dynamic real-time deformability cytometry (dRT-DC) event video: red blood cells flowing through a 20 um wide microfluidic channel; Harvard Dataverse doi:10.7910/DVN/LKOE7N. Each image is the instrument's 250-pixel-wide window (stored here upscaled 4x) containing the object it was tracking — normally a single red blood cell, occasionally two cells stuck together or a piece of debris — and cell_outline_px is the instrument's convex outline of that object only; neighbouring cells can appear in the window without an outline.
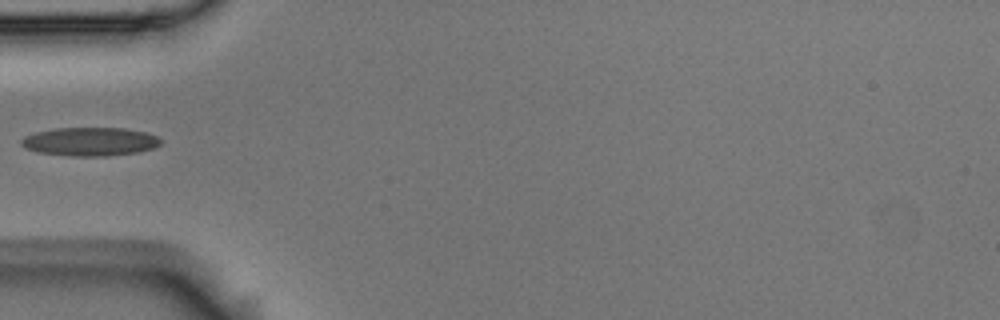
{"species": "Egyptian fruit bat (a non-hibernating species)", "species_latin": "Rousettus aegyptiacus", "temperature_condition": "room temperature", "stored_images_in_passage": 2, "camera_frame_rate_fps": 3000, "um_per_image_px": 0.085, "animal": {"sex": "male"}, "frame": {"image": 1, "passage_image": 2, "time_ms": 0.333, "image_size_px": [1000, 320], "cell_outline_px": [[160, 144], [152, 148], [140, 152], [104, 156], [72, 156], [36, 152], [24, 148], [20, 144], [20, 140], [24, 136], [36, 132], [56, 128], [124, 128], [144, 132], [156, 136], [160, 140]], "centroid_in_image_um": [7.6, 12.04], "position_along_channel_um": 77.4, "area_um2": 23.18}}